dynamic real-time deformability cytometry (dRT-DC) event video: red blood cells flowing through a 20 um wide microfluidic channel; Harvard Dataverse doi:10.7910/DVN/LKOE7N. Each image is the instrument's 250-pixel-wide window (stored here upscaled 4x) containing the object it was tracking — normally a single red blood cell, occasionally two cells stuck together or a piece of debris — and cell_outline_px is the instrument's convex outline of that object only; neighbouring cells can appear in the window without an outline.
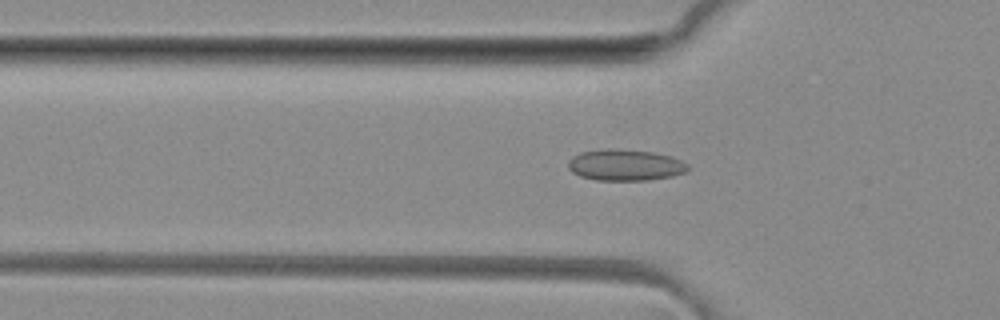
{"species": "common noctule bat (a hibernating species)", "species_latin": "Nyctalus noctula", "temperature_condition": "room temperature", "stored_images_in_passage": 48, "camera_frame_rate_fps": 3000, "um_per_image_px": 0.085, "animal": {"sex": "female", "body_mass_g": 29.2, "forearm_length_mm": 56.3}, "frame": {"image": 1, "passage_image": 14, "time_ms": 4.333, "image_size_px": [1000, 320], "cell_outline_px": [[688, 168], [684, 172], [672, 176], [648, 180], [596, 180], [580, 176], [572, 172], [568, 168], [568, 160], [572, 156], [580, 152], [604, 148], [616, 148], [652, 152], [672, 156], [688, 164]], "centroid_in_image_um": [53.1, 14.01], "position_along_channel_um": 72.7, "area_um2": 21.96}}
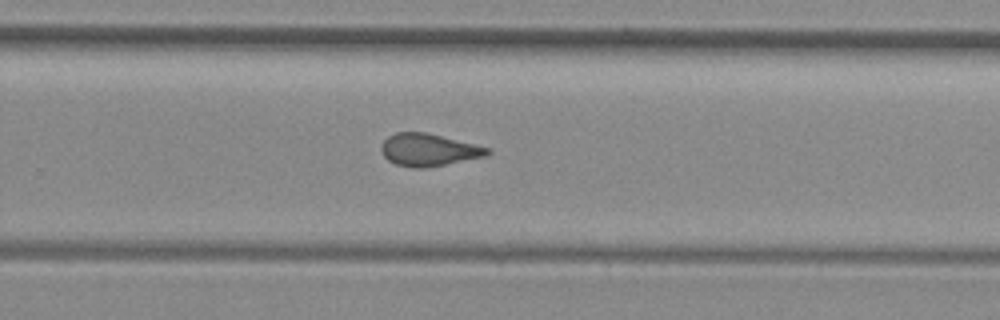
{"frame": {"image": 2, "passage_image": 30, "time_ms": 9.667, "image_size_px": [1000, 320], "cell_outline_px": [[492, 152], [488, 156], [424, 168], [412, 168], [396, 164], [388, 160], [380, 152], [380, 144], [388, 136], [396, 132], [428, 132], [488, 148]], "centroid_in_image_um": [36.4, 12.73], "position_along_channel_um": 293.4, "area_um2": 20.11}}
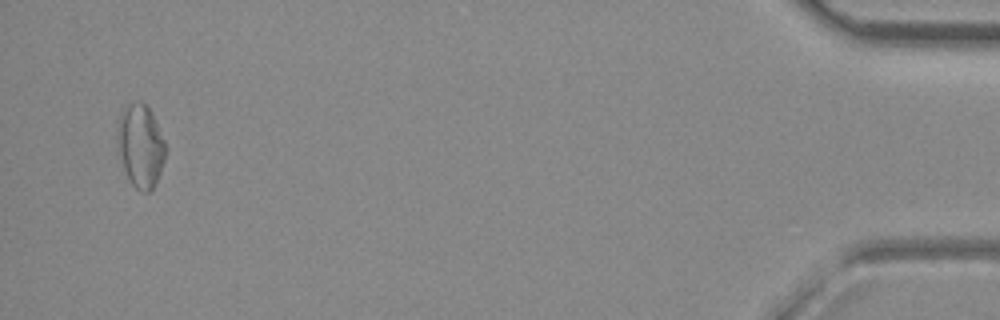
{"frame": {"image": 3, "passage_image": 46, "time_ms": 15.0, "image_size_px": [1000, 320], "cell_outline_px": [[164, 160], [156, 184], [148, 192], [140, 192], [132, 184], [116, 152], [116, 128], [120, 116], [128, 104], [136, 100], [140, 100], [152, 112], [164, 140]], "centroid_in_image_um": [11.9, 12.39], "position_along_channel_um": 423.3, "area_um2": 23.41}, "authors_computed_cell_mechanics": {"area_um2": 20.4901, "velocity_mm_per_s": 4.1377, "shape_relaxation_time_tau1_ms": null, "shape_relaxation_time_tau2_ms": 1.4612, "deformation_change_tau1": null, "deformation_change_tau2": 0.087}}